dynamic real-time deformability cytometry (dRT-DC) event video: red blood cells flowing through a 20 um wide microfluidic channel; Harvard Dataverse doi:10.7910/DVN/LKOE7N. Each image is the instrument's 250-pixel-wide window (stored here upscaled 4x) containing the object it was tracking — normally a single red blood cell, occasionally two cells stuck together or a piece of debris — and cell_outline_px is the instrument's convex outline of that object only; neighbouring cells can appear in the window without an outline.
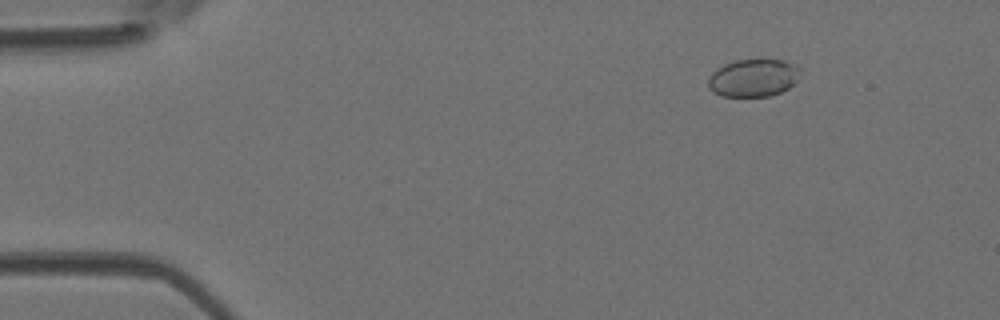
{"species": "Egyptian fruit bat (a non-hibernating species)", "species_latin": "Rousettus aegyptiacus", "temperature_condition": "room temperature", "stored_images_in_passage": 14, "camera_frame_rate_fps": 3000, "um_per_image_px": 0.085, "animal": {"sex": "female"}, "frame": {"image": 1, "passage_image": 3, "time_ms": 0.667, "image_size_px": [1000, 320], "cell_outline_px": [[800, 72], [796, 80], [788, 88], [780, 92], [768, 96], [720, 96], [712, 92], [708, 88], [708, 76], [716, 68], [724, 64], [736, 60], [784, 60], [796, 64], [800, 68]], "centroid_in_image_um": [63.99, 6.61], "position_along_channel_um": 21.0, "area_um2": 20.29}}
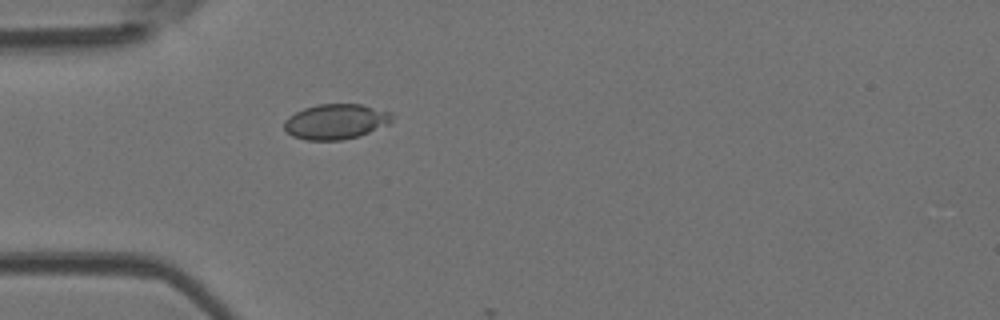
{"frame": {"image": 2, "passage_image": 12, "time_ms": 3.667, "image_size_px": [1000, 320], "cell_outline_px": [[392, 120], [388, 124], [360, 136], [340, 140], [304, 140], [292, 136], [284, 128], [284, 120], [288, 116], [304, 108], [320, 104], [360, 104], [392, 112]], "centroid_in_image_um": [28.53, 10.34], "position_along_channel_um": 56.5, "area_um2": 22.14}}